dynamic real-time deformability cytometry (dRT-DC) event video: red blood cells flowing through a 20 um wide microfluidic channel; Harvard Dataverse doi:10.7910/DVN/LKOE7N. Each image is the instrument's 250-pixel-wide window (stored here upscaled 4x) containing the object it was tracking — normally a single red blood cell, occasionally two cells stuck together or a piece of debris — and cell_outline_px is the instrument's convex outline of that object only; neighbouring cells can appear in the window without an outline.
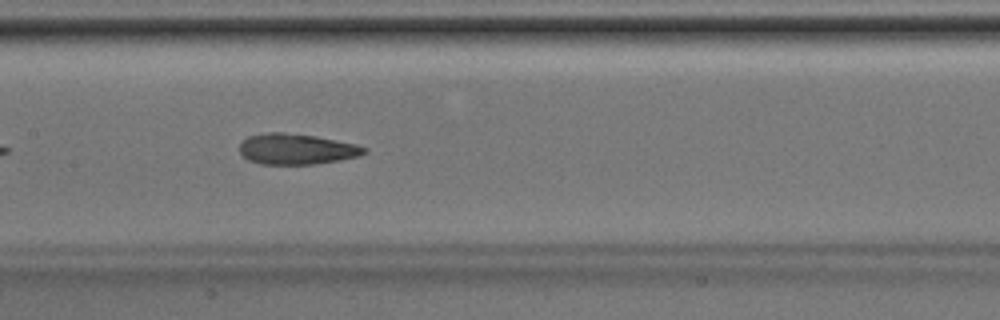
{"species": "Egyptian fruit bat (a non-hibernating species)", "species_latin": "Rousettus aegyptiacus", "temperature_condition": "room temperature", "stored_images_in_passage": 32, "camera_frame_rate_fps": 3000, "um_per_image_px": 0.085, "animal": {"sex": "male"}, "frame": {"image": 1, "passage_image": 10, "time_ms": 3.0, "image_size_px": [1000, 320], "cell_outline_px": [[368, 152], [360, 156], [340, 160], [316, 164], [260, 164], [248, 160], [240, 152], [240, 144], [248, 136], [268, 132], [284, 132], [316, 136], [356, 144], [368, 148]], "centroid_in_image_um": [25.24, 12.67], "position_along_channel_um": 182.2, "area_um2": 22.43}}